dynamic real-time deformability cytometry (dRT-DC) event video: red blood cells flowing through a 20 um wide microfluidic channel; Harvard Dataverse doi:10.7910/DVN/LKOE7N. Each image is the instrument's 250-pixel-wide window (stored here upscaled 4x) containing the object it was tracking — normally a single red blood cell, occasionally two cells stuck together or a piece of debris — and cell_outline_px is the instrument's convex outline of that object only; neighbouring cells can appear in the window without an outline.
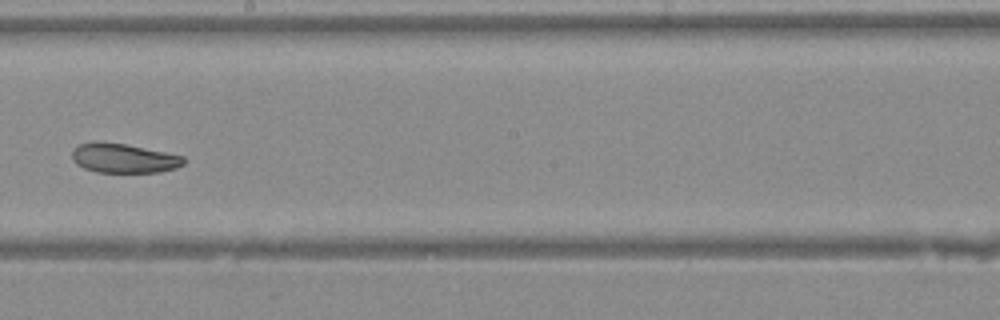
{"species": "Egyptian fruit bat (a non-hibernating species)", "species_latin": "Rousettus aegyptiacus", "temperature_condition": "warm", "stored_images_in_passage": 44, "camera_frame_rate_fps": 3000, "um_per_image_px": 0.085, "animal": {"sex": "female"}, "frame": {"image": 1, "passage_image": 26, "time_ms": 8.333, "image_size_px": [1000, 320], "cell_outline_px": [[184, 164], [176, 168], [160, 172], [96, 172], [84, 168], [76, 164], [72, 160], [72, 152], [80, 144], [124, 144], [184, 156]], "centroid_in_image_um": [10.56, 13.49], "position_along_channel_um": 237.6, "area_um2": 18.44}}